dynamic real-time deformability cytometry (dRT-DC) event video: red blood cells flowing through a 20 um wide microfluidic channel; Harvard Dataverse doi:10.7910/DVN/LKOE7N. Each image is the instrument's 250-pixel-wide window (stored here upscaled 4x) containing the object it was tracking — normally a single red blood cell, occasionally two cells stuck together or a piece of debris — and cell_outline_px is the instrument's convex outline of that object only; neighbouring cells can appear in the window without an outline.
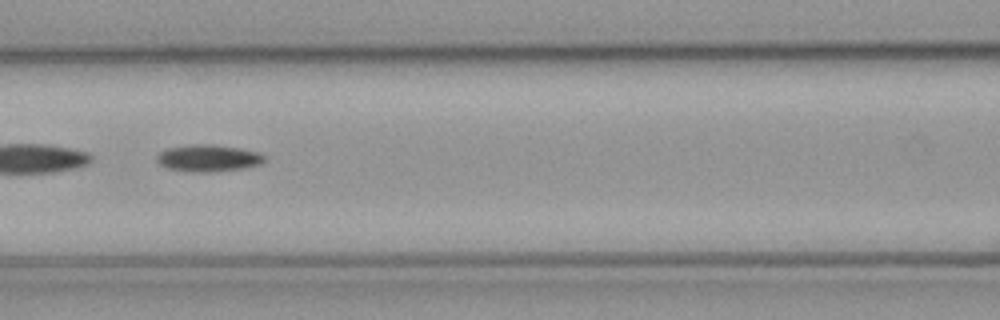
{"species": "common noctule bat (a hibernating species)", "species_latin": "Nyctalus noctula", "temperature_condition": "cold", "stored_images_in_passage": 55, "segment_of_instrument_passage": [2, 2], "camera_frame_rate_fps": 3000, "um_per_image_px": 0.085, "animal": {"sex": "male", "body_mass_g": 23.1, "forearm_length_mm": 52.7}, "frame": {"image": 1, "passage_image": 24, "time_ms": 7.667, "image_size_px": [1000, 320], "cell_outline_px": [[264, 160], [260, 164], [240, 168], [212, 172], [200, 172], [168, 168], [160, 164], [156, 160], [156, 156], [160, 152], [168, 148], [192, 144], [216, 144], [240, 148], [256, 152], [264, 156]], "centroid_in_image_um": [17.68, 13.42], "position_along_channel_um": 148.9, "area_um2": 16.59}}